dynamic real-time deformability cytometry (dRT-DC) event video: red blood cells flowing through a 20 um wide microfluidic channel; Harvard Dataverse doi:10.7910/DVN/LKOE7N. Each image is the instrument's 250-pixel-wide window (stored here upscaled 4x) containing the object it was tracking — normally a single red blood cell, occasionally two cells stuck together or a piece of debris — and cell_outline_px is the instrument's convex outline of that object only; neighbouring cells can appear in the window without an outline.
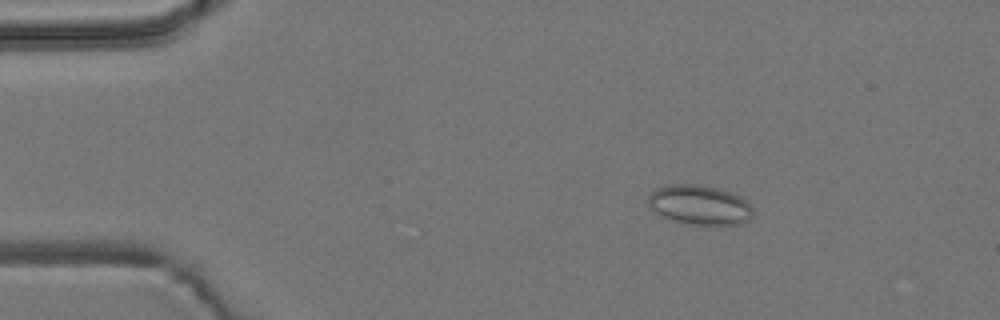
{"species": "common noctule bat (a hibernating species)", "species_latin": "Nyctalus noctula", "temperature_condition": "room temperature", "stored_images_in_passage": 55, "camera_frame_rate_fps": 3000, "um_per_image_px": 0.085, "animal": {"sex": "male", "body_mass_g": 19.2, "forearm_length_mm": 51.8}, "frame": {"image": 1, "passage_image": 9, "time_ms": 2.667, "image_size_px": [1000, 320], "cell_outline_px": [[752, 216], [748, 220], [740, 224], [720, 228], [688, 224], [668, 220], [656, 212], [648, 204], [648, 196], [656, 188], [668, 184], [700, 184], [720, 188], [732, 192], [740, 196], [752, 208]], "centroid_in_image_um": [59.48, 17.45], "position_along_channel_um": 25.5, "area_um2": 25.03}}
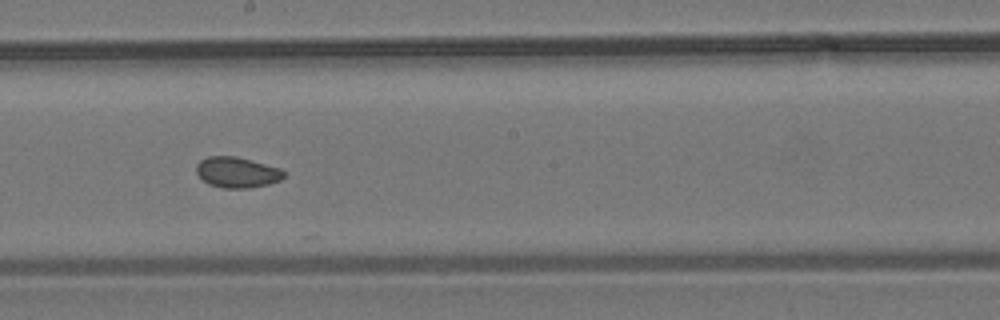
{"frame": {"image": 2, "passage_image": 31, "time_ms": 10.0, "image_size_px": [1000, 320], "cell_outline_px": [[284, 176], [280, 180], [268, 184], [248, 188], [224, 188], [208, 184], [196, 172], [196, 164], [200, 160], [208, 156], [236, 156], [280, 168], [284, 172]], "centroid_in_image_um": [20.13, 14.64], "position_along_channel_um": 228.1, "area_um2": 15.55}}
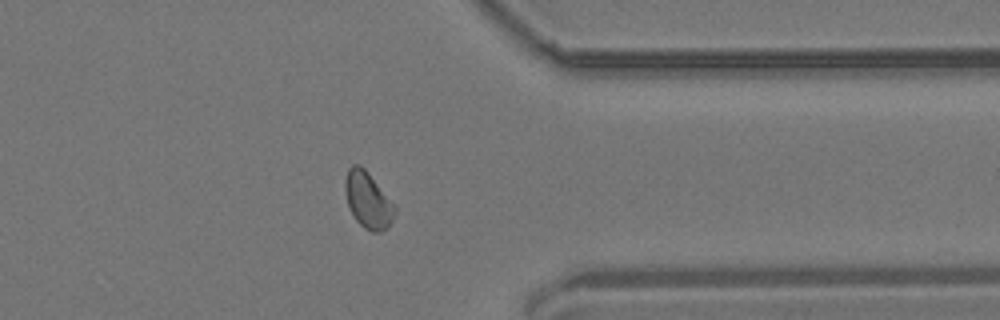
{"frame": {"image": 3, "passage_image": 44, "time_ms": 14.333, "image_size_px": [1000, 320], "cell_outline_px": [[396, 212], [392, 220], [380, 232], [372, 232], [364, 228], [356, 220], [348, 204], [344, 188], [344, 180], [348, 168], [352, 164], [360, 164], [368, 172], [396, 204]], "centroid_in_image_um": [31.28, 16.97], "position_along_channel_um": 380.1, "area_um2": 16.36}, "authors_computed_cell_mechanics": {"area_um2": 16.1262, "velocity_mm_per_s": 3.7205, "shape_relaxation_time_tau1_ms": null, "shape_relaxation_time_tau2_ms": 2.7657, "deformation_change_tau1": null, "deformation_change_tau2": 0.0623}}